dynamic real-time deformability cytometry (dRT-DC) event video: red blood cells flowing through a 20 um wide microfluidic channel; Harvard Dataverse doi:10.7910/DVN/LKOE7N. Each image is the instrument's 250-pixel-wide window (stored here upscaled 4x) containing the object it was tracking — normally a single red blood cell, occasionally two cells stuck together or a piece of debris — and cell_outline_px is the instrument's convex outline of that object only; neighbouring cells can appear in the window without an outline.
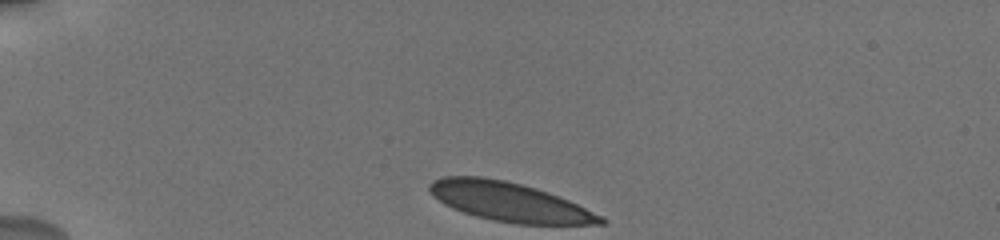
{"species": "human", "species_latin": "Homo sapiens", "temperature_condition": "cold", "stored_images_in_passage": 11, "camera_frame_rate_fps": 3000, "um_per_image_px": 0.085, "donor": {"sex": "male"}, "frame": {"image": 1, "passage_image": 1, "time_ms": 0.0, "image_size_px": [1000, 240], "cell_outline_px": [[608, 220], [604, 224], [516, 224], [492, 220], [476, 216], [452, 208], [444, 204], [428, 188], [428, 184], [432, 180], [444, 176], [480, 176], [504, 180], [536, 188], [548, 192], [568, 200], [604, 216]], "centroid_in_image_um": [43.32, 17.16], "position_along_channel_um": 41.7, "area_um2": 38.78}}